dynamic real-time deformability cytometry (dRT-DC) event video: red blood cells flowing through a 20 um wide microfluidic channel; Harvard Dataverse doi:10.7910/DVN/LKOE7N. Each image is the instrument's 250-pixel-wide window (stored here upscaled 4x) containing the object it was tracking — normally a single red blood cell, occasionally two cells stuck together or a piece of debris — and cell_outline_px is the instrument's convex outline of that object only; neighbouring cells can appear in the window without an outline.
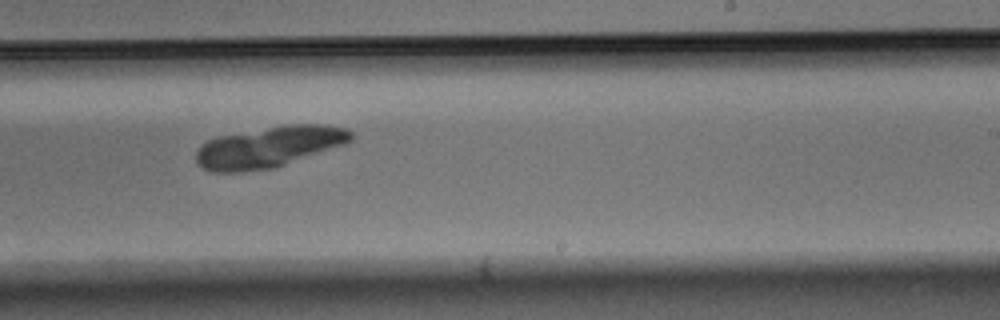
{"species": "Egyptian fruit bat (a non-hibernating species)", "species_latin": "Rousettus aegyptiacus", "temperature_condition": "warm", "stored_images_in_passage": 52, "camera_frame_rate_fps": 3000, "um_per_image_px": 0.085, "animal": {"sex": "male"}, "frame": {"image": 1, "passage_image": 32, "time_ms": 10.333, "image_size_px": [1000, 320], "cell_outline_px": [[352, 140], [344, 144], [272, 168], [244, 172], [212, 172], [204, 168], [196, 160], [196, 152], [200, 144], [208, 140], [220, 136], [288, 124], [324, 124], [348, 128], [352, 132]], "centroid_in_image_um": [22.86, 12.48], "position_along_channel_um": 266.1, "area_um2": 36.65}}
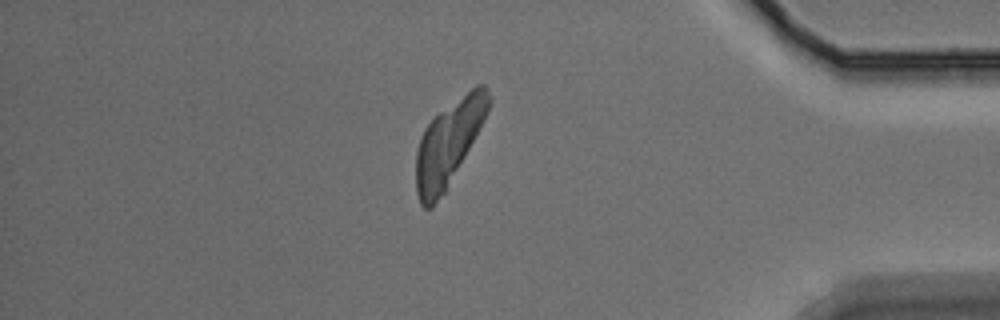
{"frame": {"image": 2, "passage_image": 45, "time_ms": 14.667, "image_size_px": [1000, 320], "cell_outline_px": [[492, 104], [488, 112], [464, 156], [444, 192], [432, 208], [424, 208], [420, 204], [416, 192], [416, 152], [424, 128], [440, 112], [476, 84], [484, 84], [492, 96]], "centroid_in_image_um": [38.13, 12.14], "position_along_channel_um": 397.1, "area_um2": 35.03}}
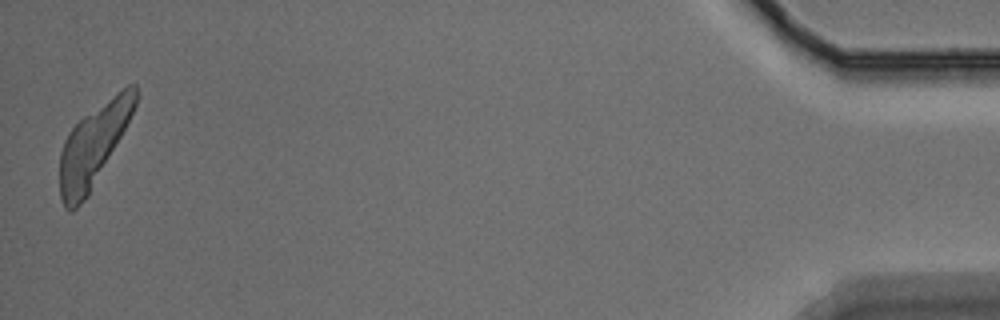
{"frame": {"image": 3, "passage_image": 52, "time_ms": 17.0, "image_size_px": [1000, 320], "cell_outline_px": [[136, 104], [120, 136], [88, 196], [72, 212], [68, 212], [64, 208], [60, 196], [60, 152], [64, 140], [68, 132], [84, 116], [128, 84], [136, 84]], "centroid_in_image_um": [7.88, 12.4], "position_along_channel_um": 427.3, "area_um2": 34.74}}